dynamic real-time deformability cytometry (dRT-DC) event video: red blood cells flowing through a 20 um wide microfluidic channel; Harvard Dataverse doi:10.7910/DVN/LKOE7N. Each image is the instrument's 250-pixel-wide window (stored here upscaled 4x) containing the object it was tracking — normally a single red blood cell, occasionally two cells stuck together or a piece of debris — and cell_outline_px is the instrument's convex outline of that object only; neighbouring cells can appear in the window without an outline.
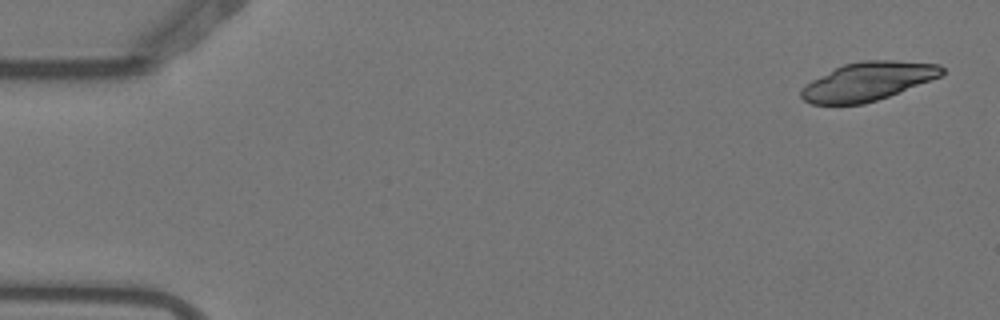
{"species": "Egyptian fruit bat (a non-hibernating species)", "species_latin": "Rousettus aegyptiacus", "temperature_condition": "warm", "stored_images_in_passage": 3, "camera_frame_rate_fps": 3000, "um_per_image_px": 0.085, "animal": {"sex": "female"}, "frame": {"image": 1, "passage_image": 1, "time_ms": 0.0, "image_size_px": [1000, 320], "cell_outline_px": [[944, 72], [940, 76], [888, 96], [864, 104], [812, 104], [804, 100], [800, 96], [800, 88], [812, 80], [844, 64], [864, 60], [892, 60], [940, 64], [944, 68]], "centroid_in_image_um": [73.75, 6.91], "position_along_channel_um": 11.2, "area_um2": 31.15}}